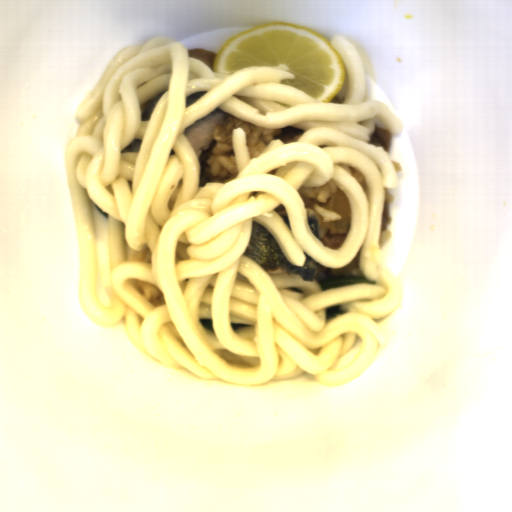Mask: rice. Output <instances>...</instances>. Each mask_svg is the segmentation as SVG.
I'll return each mask as SVG.
<instances>
[{
    "label": "rice",
    "instance_id": "rice-1",
    "mask_svg": "<svg viewBox=\"0 0 512 512\" xmlns=\"http://www.w3.org/2000/svg\"><path fill=\"white\" fill-rule=\"evenodd\" d=\"M236 127L244 130L250 160L258 156L273 139L285 143H297L303 134L293 138H281L283 128H262L225 113L214 130L217 144L204 168L209 183H227L239 176L235 157L232 131Z\"/></svg>",
    "mask_w": 512,
    "mask_h": 512
},
{
    "label": "rice",
    "instance_id": "rice-2",
    "mask_svg": "<svg viewBox=\"0 0 512 512\" xmlns=\"http://www.w3.org/2000/svg\"><path fill=\"white\" fill-rule=\"evenodd\" d=\"M340 188L332 181L319 187H303L298 191L302 197L305 208L313 209L320 221H340L341 216L330 207V201Z\"/></svg>",
    "mask_w": 512,
    "mask_h": 512
},
{
    "label": "rice",
    "instance_id": "rice-3",
    "mask_svg": "<svg viewBox=\"0 0 512 512\" xmlns=\"http://www.w3.org/2000/svg\"><path fill=\"white\" fill-rule=\"evenodd\" d=\"M360 252H361V249L356 254L354 259L349 264H347L344 268H327V267H323L319 264L318 276H317V280H316L317 283L322 280H326V279H330V278H334V277L364 276V274L361 270V267H360V263H359Z\"/></svg>",
    "mask_w": 512,
    "mask_h": 512
},
{
    "label": "rice",
    "instance_id": "rice-4",
    "mask_svg": "<svg viewBox=\"0 0 512 512\" xmlns=\"http://www.w3.org/2000/svg\"><path fill=\"white\" fill-rule=\"evenodd\" d=\"M391 237L392 235L386 226L385 230H381L379 245L369 244L368 252L376 265L383 266L384 258L382 254V249L390 240Z\"/></svg>",
    "mask_w": 512,
    "mask_h": 512
},
{
    "label": "rice",
    "instance_id": "rice-5",
    "mask_svg": "<svg viewBox=\"0 0 512 512\" xmlns=\"http://www.w3.org/2000/svg\"><path fill=\"white\" fill-rule=\"evenodd\" d=\"M384 200L389 203L388 207L394 202V196L389 188L384 189Z\"/></svg>",
    "mask_w": 512,
    "mask_h": 512
}]
</instances>
